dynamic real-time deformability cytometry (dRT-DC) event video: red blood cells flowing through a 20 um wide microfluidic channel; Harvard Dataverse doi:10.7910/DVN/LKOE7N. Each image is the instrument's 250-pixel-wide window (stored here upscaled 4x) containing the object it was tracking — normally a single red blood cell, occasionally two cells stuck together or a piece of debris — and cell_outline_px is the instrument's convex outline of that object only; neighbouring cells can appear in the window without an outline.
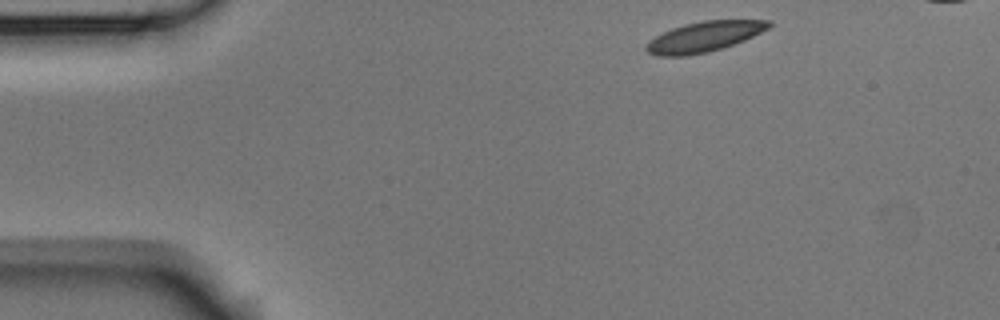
{"species": "Egyptian fruit bat (a non-hibernating species)", "species_latin": "Rousettus aegyptiacus", "temperature_condition": "room temperature", "stored_images_in_passage": 3, "segment_of_instrument_passage": [1, 2], "camera_frame_rate_fps": 3000, "um_per_image_px": 0.085, "animal": {"sex": "male"}, "frame": {"image": 1, "passage_image": 1, "time_ms": 0.0, "image_size_px": [1000, 320], "cell_outline_px": [[776, 24], [744, 40], [724, 48], [708, 52], [688, 56], [656, 56], [648, 52], [644, 48], [644, 44], [648, 40], [672, 28], [684, 24], [704, 20], [772, 20]], "centroid_in_image_um": [59.84, 3.12], "position_along_channel_um": 25.2, "area_um2": 21.85}}